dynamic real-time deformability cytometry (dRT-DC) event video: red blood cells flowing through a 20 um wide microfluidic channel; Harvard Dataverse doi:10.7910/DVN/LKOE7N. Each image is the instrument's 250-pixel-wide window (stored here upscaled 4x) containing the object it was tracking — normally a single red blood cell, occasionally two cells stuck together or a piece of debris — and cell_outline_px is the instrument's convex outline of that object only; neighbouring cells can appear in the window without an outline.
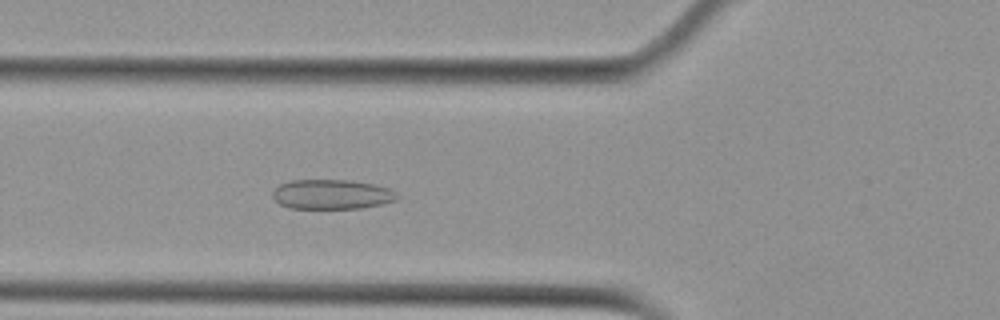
{"species": "Egyptian fruit bat (a non-hibernating species)", "species_latin": "Rousettus aegyptiacus", "temperature_condition": "cold", "stored_images_in_passage": 39, "camera_frame_rate_fps": 3000, "um_per_image_px": 0.085, "animal": {"sex": "female"}, "frame": {"image": 1, "passage_image": 6, "time_ms": 1.667, "image_size_px": [1000, 320], "cell_outline_px": [[400, 196], [396, 200], [380, 204], [360, 208], [288, 208], [280, 204], [272, 196], [272, 192], [280, 184], [292, 180], [348, 180], [372, 184], [388, 188], [396, 192]], "centroid_in_image_um": [28.19, 16.52], "position_along_channel_um": 97.6, "area_um2": 21.39}}
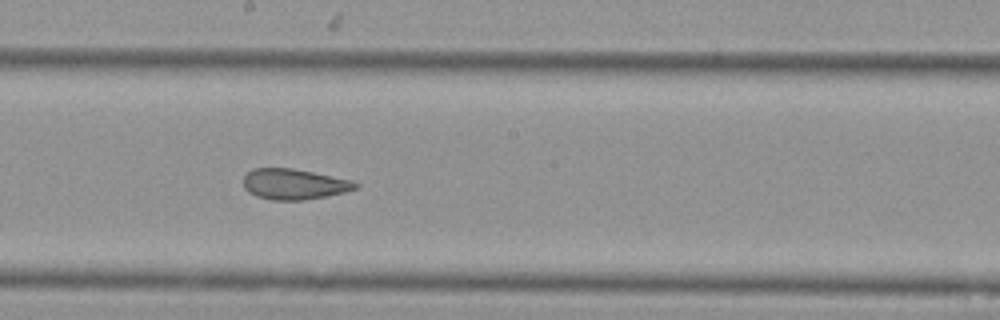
{"frame": {"image": 2, "passage_image": 16, "time_ms": 5.0, "image_size_px": [1000, 320], "cell_outline_px": [[360, 184], [356, 188], [344, 192], [324, 196], [300, 200], [272, 200], [256, 196], [248, 192], [244, 188], [244, 176], [252, 168], [292, 168], [352, 180]], "centroid_in_image_um": [24.97, 15.64], "position_along_channel_um": 223.2, "area_um2": 19.83}}
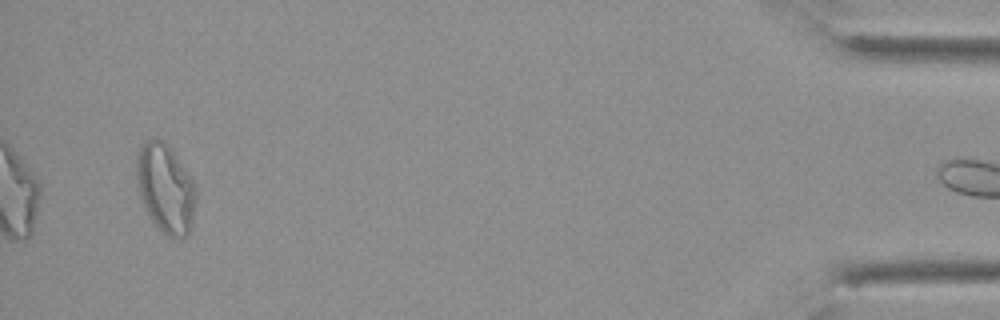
{"frame": {"image": 3, "passage_image": 38, "time_ms": 12.333, "image_size_px": [1000, 320], "cell_outline_px": [[196, 200], [192, 228], [180, 240], [168, 236], [152, 220], [140, 196], [136, 184], [136, 152], [148, 140], [156, 136], [168, 144], [196, 184]], "centroid_in_image_um": [14.08, 15.99], "position_along_channel_um": 421.1, "area_um2": 31.04}, "authors_computed_cell_mechanics": {"area_um2": 21.386, "velocity_mm_per_s": 3.7712, "shape_relaxation_time_tau1_ms": null, "shape_relaxation_time_tau2_ms": 1.9824, "deformation_change_tau1": null, "deformation_change_tau2": 0.0716}}